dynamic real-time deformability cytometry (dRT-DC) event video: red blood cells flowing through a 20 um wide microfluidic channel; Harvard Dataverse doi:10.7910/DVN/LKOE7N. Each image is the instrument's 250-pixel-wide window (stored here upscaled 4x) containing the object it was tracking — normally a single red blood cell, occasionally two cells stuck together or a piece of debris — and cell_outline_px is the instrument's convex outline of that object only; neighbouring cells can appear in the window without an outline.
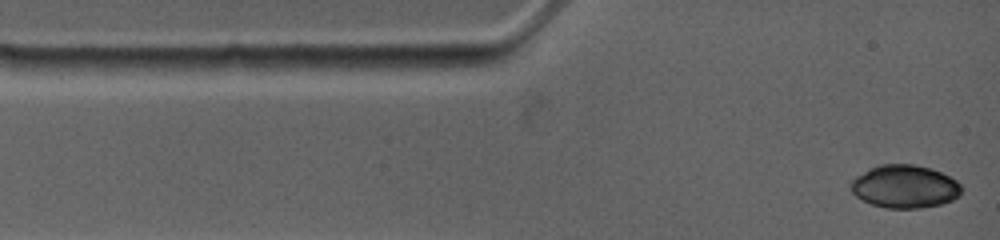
{"species": "common noctule bat (a hibernating species)", "species_latin": "Nyctalus noctula", "temperature_condition": "warm", "stored_images_in_passage": 2, "camera_frame_rate_fps": 4500, "um_per_image_px": 0.085, "animal": {"sex": "female", "body_mass_g": 19.0, "forearm_length_mm": 53.3}, "frame": {"image": 1, "passage_image": 2, "time_ms": 0.444, "image_size_px": [1000, 240], "cell_outline_px": [[964, 188], [960, 196], [952, 200], [940, 204], [920, 208], [888, 208], [872, 204], [856, 196], [852, 192], [848, 184], [856, 176], [868, 168], [880, 164], [916, 164], [932, 168], [956, 180]], "centroid_in_image_um": [76.91, 15.84], "position_along_channel_um": 8.1, "area_um2": 27.98}}